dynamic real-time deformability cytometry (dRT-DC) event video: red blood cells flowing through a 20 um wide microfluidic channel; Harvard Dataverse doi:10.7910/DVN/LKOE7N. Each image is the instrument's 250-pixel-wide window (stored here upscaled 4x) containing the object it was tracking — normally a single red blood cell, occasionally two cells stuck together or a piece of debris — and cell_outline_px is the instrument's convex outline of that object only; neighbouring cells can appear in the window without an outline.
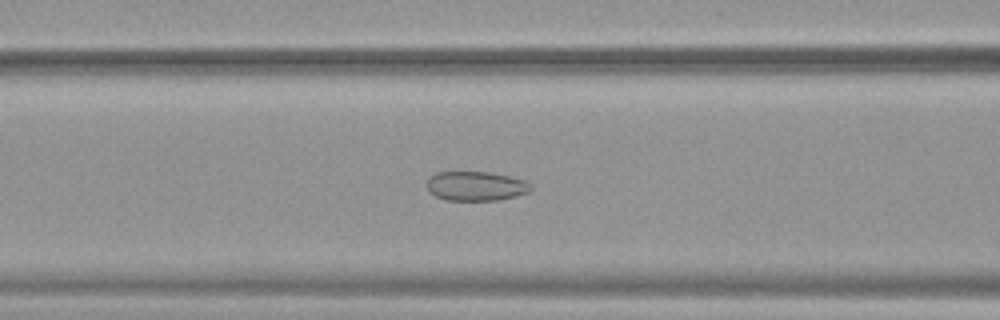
{"species": "common noctule bat (a hibernating species)", "species_latin": "Nyctalus noctula", "temperature_condition": "warm", "stored_images_in_passage": 52, "camera_frame_rate_fps": 3000, "um_per_image_px": 0.085, "animal": {"sex": "female", "body_mass_g": 19.9}, "frame": {"image": 1, "passage_image": 22, "time_ms": 7.0, "image_size_px": [1000, 320], "cell_outline_px": [[532, 188], [528, 192], [516, 196], [500, 200], [444, 200], [428, 192], [428, 176], [436, 172], [488, 172], [508, 176], [524, 180], [532, 184]], "centroid_in_image_um": [40.44, 15.82], "position_along_channel_um": 126.2, "area_um2": 17.86}}
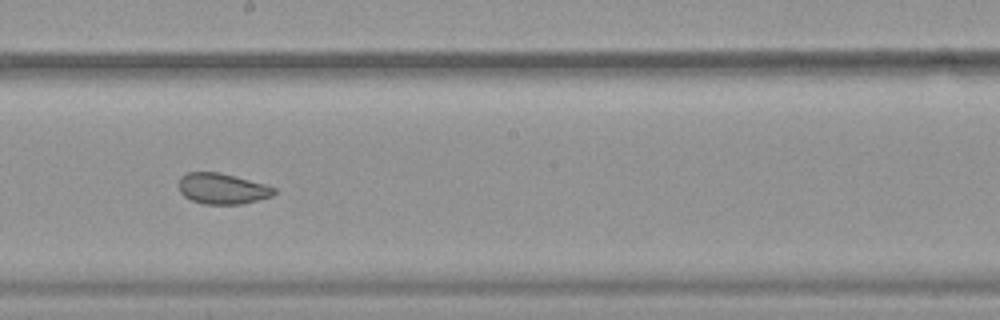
{"frame": {"image": 2, "passage_image": 30, "time_ms": 9.667, "image_size_px": [1000, 320], "cell_outline_px": [[276, 192], [272, 196], [240, 204], [204, 204], [192, 200], [184, 196], [180, 192], [176, 184], [180, 176], [188, 172], [220, 172], [264, 184], [276, 188]], "centroid_in_image_um": [18.84, 16.02], "position_along_channel_um": 229.4, "area_um2": 17.17}}
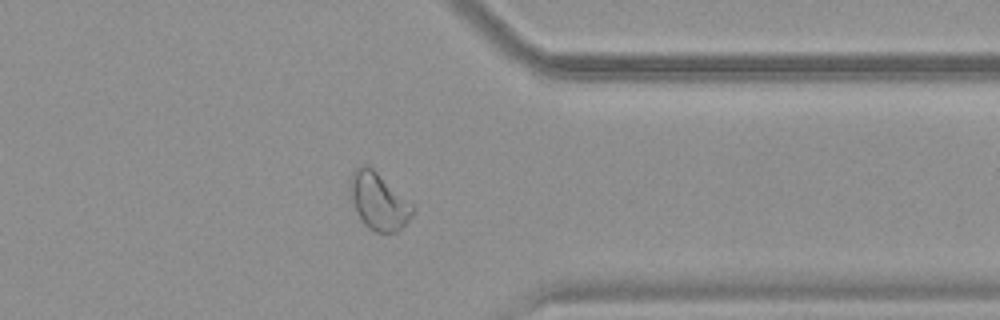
{"frame": {"image": 3, "passage_image": 42, "time_ms": 13.667, "image_size_px": [1000, 320], "cell_outline_px": [[416, 208], [412, 216], [396, 232], [376, 232], [368, 228], [364, 224], [356, 212], [348, 196], [352, 172], [356, 168], [364, 164], [372, 168], [412, 204]], "centroid_in_image_um": [32.14, 17.12], "position_along_channel_um": 379.3, "area_um2": 20.63}, "authors_computed_cell_mechanics": {"area_um2": 22.4842, "velocity_mm_per_s": 3.8836, "shape_relaxation_time_tau1_ms": null, "shape_relaxation_time_tau2_ms": 1.4197, "deformation_change_tau1": null, "deformation_change_tau2": 0.051}}